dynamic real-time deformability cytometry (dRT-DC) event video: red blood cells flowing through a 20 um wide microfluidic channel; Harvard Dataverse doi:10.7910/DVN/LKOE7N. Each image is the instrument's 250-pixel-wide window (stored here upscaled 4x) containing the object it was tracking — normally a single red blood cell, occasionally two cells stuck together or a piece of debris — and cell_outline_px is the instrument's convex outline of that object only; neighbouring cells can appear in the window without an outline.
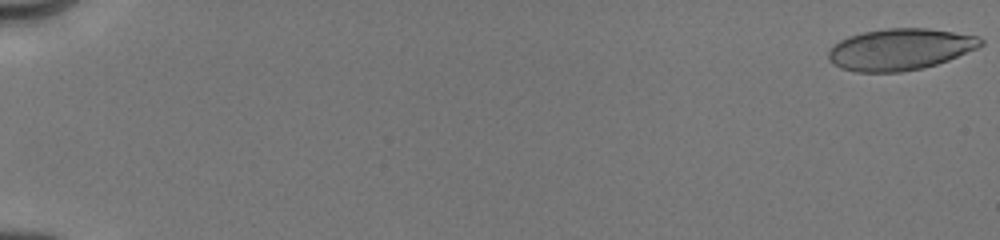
{"species": "human", "species_latin": "Homo sapiens", "temperature_condition": "cold", "stored_images_in_passage": 48, "camera_frame_rate_fps": 3000, "um_per_image_px": 0.085, "donor": {"sex": "male"}, "frame": {"image": 1, "passage_image": 1, "time_ms": 0.0, "image_size_px": [1000, 240], "cell_outline_px": [[984, 44], [976, 48], [948, 60], [924, 68], [900, 72], [856, 72], [840, 68], [832, 64], [828, 60], [828, 52], [832, 44], [848, 36], [864, 32], [888, 28], [928, 28], [980, 36], [984, 40]], "centroid_in_image_um": [76.48, 4.19], "position_along_channel_um": 8.5, "area_um2": 37.05}}
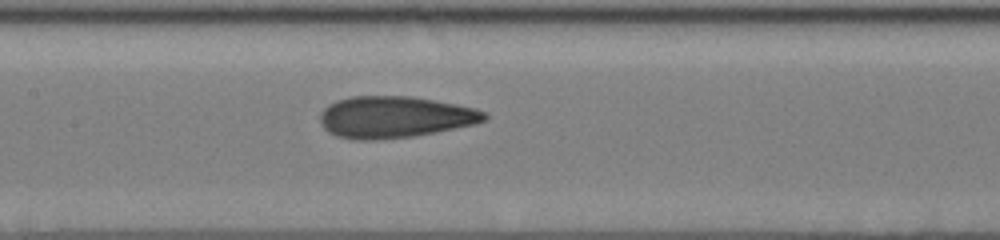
{"frame": {"image": 2, "passage_image": 26, "time_ms": 9.0, "image_size_px": [1000, 240], "cell_outline_px": [[488, 116], [484, 120], [476, 124], [412, 136], [380, 140], [352, 140], [336, 136], [328, 132], [320, 124], [320, 112], [328, 104], [336, 100], [352, 96], [412, 96], [456, 104], [476, 108], [484, 112]], "centroid_in_image_um": [33.5, 9.95], "position_along_channel_um": 173.9, "area_um2": 40.06}}
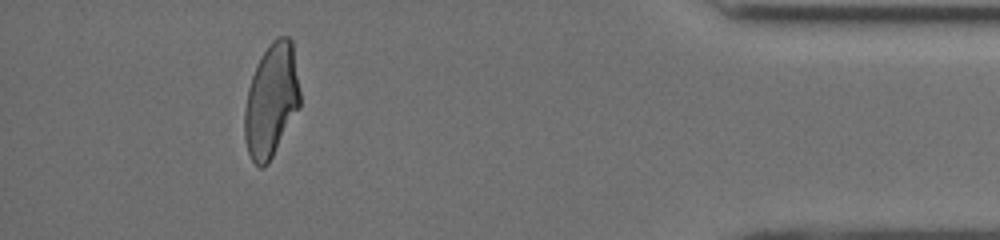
{"frame": {"image": 3, "passage_image": 45, "time_ms": 16.0, "image_size_px": [1000, 240], "cell_outline_px": [[300, 108], [268, 164], [264, 168], [260, 168], [252, 160], [248, 152], [244, 136], [244, 108], [248, 88], [256, 64], [260, 56], [268, 44], [276, 36], [288, 36], [292, 40], [300, 92]], "centroid_in_image_um": [23.06, 8.52], "position_along_channel_um": 412.1, "area_um2": 37.05}, "authors_computed_cell_mechanics": {"area_um2": 38.2925, "velocity_mm_per_s": 4.0338, "shape_relaxation_time_tau1_ms": 9.5618, "shape_relaxation_time_tau2_ms": 1.2367, "deformation_change_tau1": 0.2439, "deformation_change_tau2": 0.0803}}